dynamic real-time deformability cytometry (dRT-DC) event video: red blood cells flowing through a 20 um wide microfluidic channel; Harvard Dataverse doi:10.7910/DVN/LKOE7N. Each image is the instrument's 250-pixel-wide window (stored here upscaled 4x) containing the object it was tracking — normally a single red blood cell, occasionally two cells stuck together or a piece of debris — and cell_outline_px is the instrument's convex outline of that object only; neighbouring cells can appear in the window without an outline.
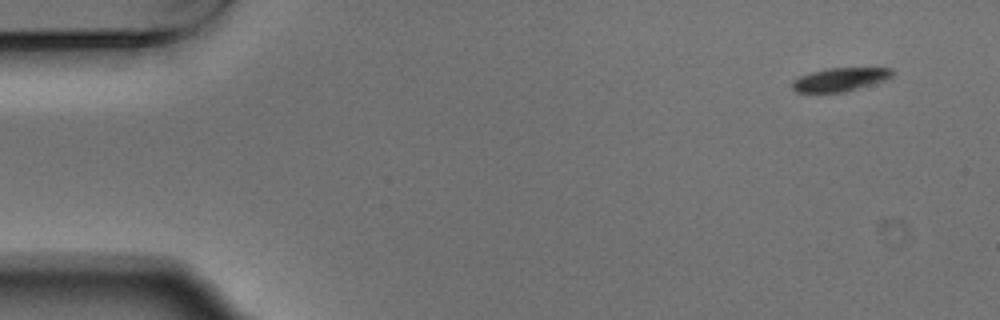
{"species": "Egyptian fruit bat (a non-hibernating species)", "species_latin": "Rousettus aegyptiacus", "temperature_condition": "warm", "stored_images_in_passage": 5, "segment_of_instrument_passage": [1, 2], "camera_frame_rate_fps": 3000, "um_per_image_px": 0.085, "animal": {"sex": "male"}, "frame": {"image": 1, "passage_image": 1, "time_ms": 0.0, "image_size_px": [1000, 320], "cell_outline_px": [[892, 76], [884, 80], [844, 92], [796, 92], [792, 88], [792, 84], [800, 76], [812, 72], [828, 68], [892, 68]], "centroid_in_image_um": [71.4, 6.75], "position_along_channel_um": 13.6, "area_um2": 13.29}}
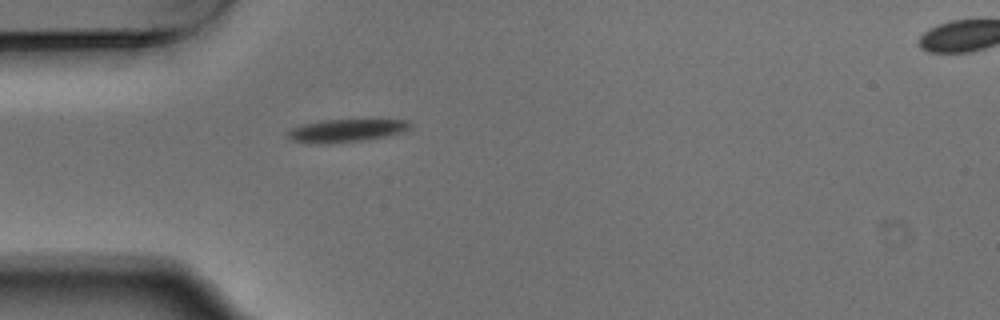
{"frame": {"image": 2, "passage_image": 4, "time_ms": 1.0, "image_size_px": [1000, 320], "cell_outline_px": [[412, 124], [404, 132], [384, 136], [360, 140], [324, 144], [308, 144], [292, 140], [288, 136], [288, 132], [292, 128], [300, 124], [324, 120], [408, 120]], "centroid_in_image_um": [29.37, 11.1], "position_along_channel_um": 55.6, "area_um2": 16.13}}